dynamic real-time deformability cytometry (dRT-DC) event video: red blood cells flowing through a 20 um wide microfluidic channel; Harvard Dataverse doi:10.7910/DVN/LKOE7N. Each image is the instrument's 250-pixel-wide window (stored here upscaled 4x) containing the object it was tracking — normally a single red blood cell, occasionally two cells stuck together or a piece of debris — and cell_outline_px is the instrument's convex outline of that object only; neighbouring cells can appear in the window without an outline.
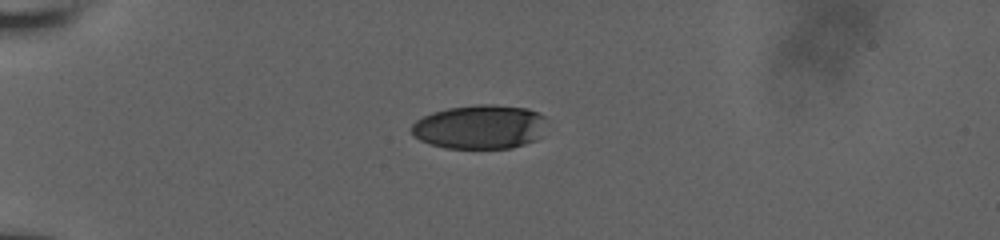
{"species": "human", "species_latin": "Homo sapiens", "temperature_condition": "room temperature", "stored_images_in_passage": 2, "camera_frame_rate_fps": 3000, "um_per_image_px": 0.085, "donor": {"sex": "male"}, "frame": {"image": 1, "passage_image": 1, "time_ms": 0.0, "image_size_px": [1000, 240], "cell_outline_px": [[544, 116], [540, 136], [536, 140], [512, 148], [448, 148], [428, 144], [412, 136], [412, 124], [416, 120], [432, 112], [448, 108], [476, 104], [492, 104], [528, 108], [540, 112]], "centroid_in_image_um": [40.76, 10.78], "position_along_channel_um": 44.2, "area_um2": 34.8}}